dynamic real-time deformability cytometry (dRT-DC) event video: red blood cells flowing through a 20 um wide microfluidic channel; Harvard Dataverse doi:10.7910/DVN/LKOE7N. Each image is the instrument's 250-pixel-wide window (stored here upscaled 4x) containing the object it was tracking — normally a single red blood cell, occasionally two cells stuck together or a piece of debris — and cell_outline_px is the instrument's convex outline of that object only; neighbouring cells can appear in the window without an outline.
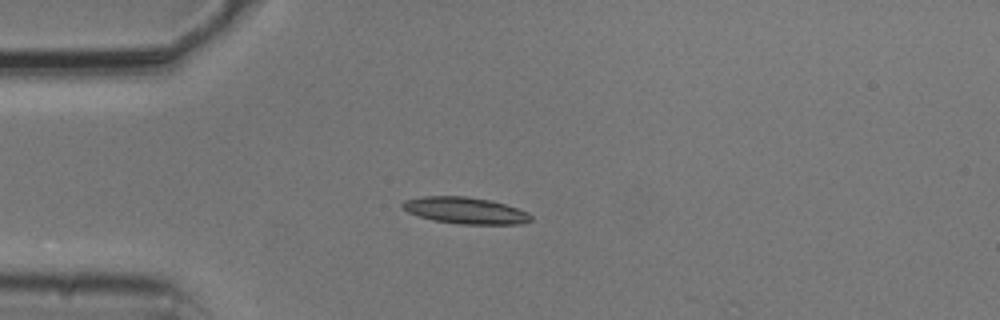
{"species": "common noctule bat (a hibernating species)", "species_latin": "Nyctalus noctula", "temperature_condition": "cold", "stored_images_in_passage": 16, "camera_frame_rate_fps": 3000, "um_per_image_px": 0.085, "animal": {"sex": "male", "body_mass_g": 20.5, "forearm_length_mm": 52.5}, "frame": {"image": 1, "passage_image": 13, "time_ms": 4.0, "image_size_px": [1000, 320], "cell_outline_px": [[532, 220], [520, 224], [460, 224], [432, 220], [408, 212], [400, 204], [404, 200], [424, 196], [468, 196], [492, 200], [528, 212], [532, 216]], "centroid_in_image_um": [39.56, 17.89], "position_along_channel_um": 45.4, "area_um2": 19.88}}